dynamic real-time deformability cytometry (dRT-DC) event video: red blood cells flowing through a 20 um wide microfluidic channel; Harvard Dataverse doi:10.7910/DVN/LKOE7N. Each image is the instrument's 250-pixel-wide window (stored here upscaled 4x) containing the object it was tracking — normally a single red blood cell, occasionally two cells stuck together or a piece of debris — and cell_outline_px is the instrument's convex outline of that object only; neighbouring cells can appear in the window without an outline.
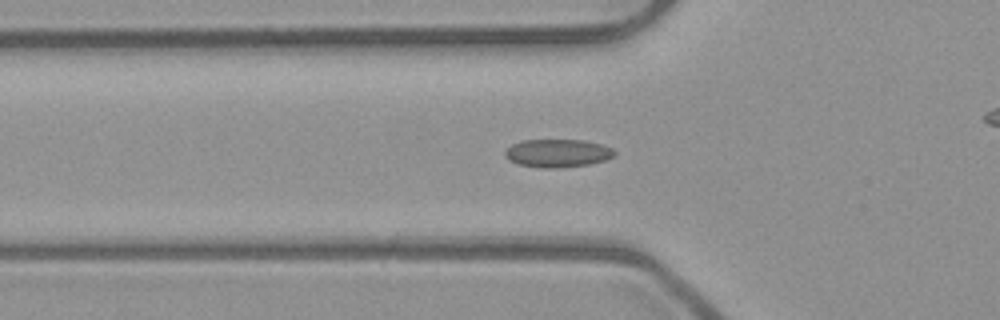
{"species": "common noctule bat (a hibernating species)", "species_latin": "Nyctalus noctula", "temperature_condition": "room temperature", "stored_images_in_passage": 37, "camera_frame_rate_fps": 3000, "um_per_image_px": 0.085, "animal": {"sex": "male", "body_mass_g": 23.1, "forearm_length_mm": 52.7}, "frame": {"image": 1, "passage_image": 6, "time_ms": 1.667, "image_size_px": [1000, 320], "cell_outline_px": [[616, 152], [612, 156], [604, 160], [588, 164], [560, 168], [540, 168], [520, 164], [508, 160], [504, 156], [504, 152], [512, 144], [524, 140], [584, 140], [600, 144], [612, 148]], "centroid_in_image_um": [47.36, 13.02], "position_along_channel_um": 78.4, "area_um2": 17.8}}
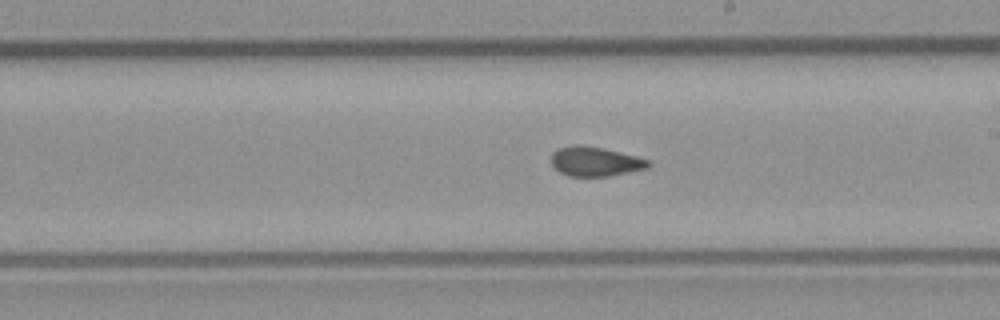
{"frame": {"image": 2, "passage_image": 18, "time_ms": 5.667, "image_size_px": [1000, 320], "cell_outline_px": [[652, 164], [648, 168], [608, 176], [568, 176], [560, 172], [552, 164], [552, 152], [560, 148], [572, 144], [580, 144], [604, 148], [636, 156], [648, 160]], "centroid_in_image_um": [50.59, 13.71], "position_along_channel_um": 238.4, "area_um2": 16.65}}
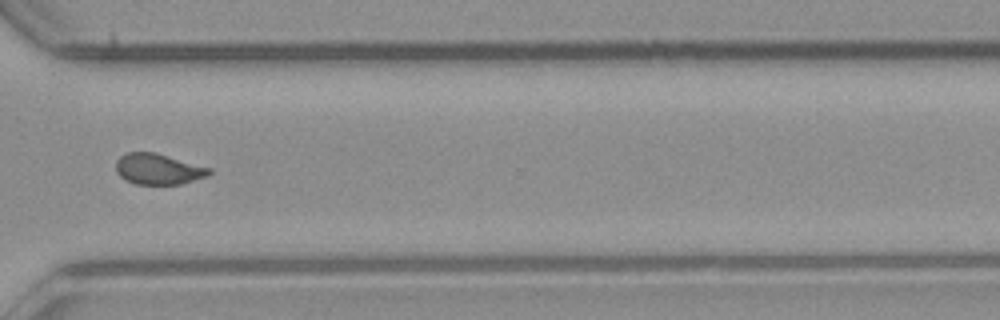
{"frame": {"image": 3, "passage_image": 27, "time_ms": 8.667, "image_size_px": [1000, 320], "cell_outline_px": [[212, 172], [208, 176], [180, 184], [136, 184], [124, 180], [116, 172], [116, 160], [120, 156], [128, 152], [152, 152], [212, 168]], "centroid_in_image_um": [13.44, 14.38], "position_along_channel_um": 357.2, "area_um2": 16.7}, "authors_computed_cell_mechanics": {"area_um2": 17.34, "velocity_mm_per_s": 3.9663, "shape_relaxation_time_tau1_ms": null, "shape_relaxation_time_tau2_ms": 1.2264, "deformation_change_tau1": null, "deformation_change_tau2": 0.0662}}